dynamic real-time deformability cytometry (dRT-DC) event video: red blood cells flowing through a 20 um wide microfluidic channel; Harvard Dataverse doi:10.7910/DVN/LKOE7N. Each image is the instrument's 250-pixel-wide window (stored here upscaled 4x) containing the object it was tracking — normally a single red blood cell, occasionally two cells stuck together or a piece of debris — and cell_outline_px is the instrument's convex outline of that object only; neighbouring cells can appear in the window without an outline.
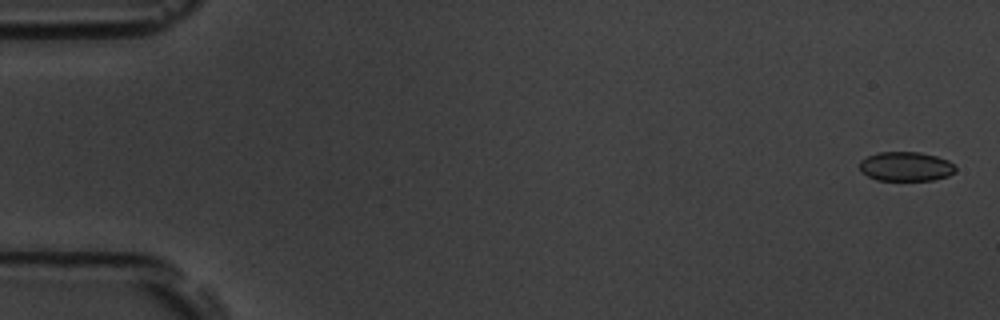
{"species": "common noctule bat (a hibernating species)", "species_latin": "Nyctalus noctula", "temperature_condition": "room temperature", "stored_images_in_passage": 55, "camera_frame_rate_fps": 3000, "um_per_image_px": 0.085, "animal": {"sex": "male", "body_mass_g": 19.5, "forearm_length_mm": 54.6}, "frame": {"image": 1, "passage_image": 2, "time_ms": 0.333, "image_size_px": [1000, 320], "cell_outline_px": [[956, 172], [948, 176], [932, 180], [876, 180], [860, 172], [860, 160], [868, 156], [880, 152], [920, 152], [936, 156], [948, 160], [956, 168]], "centroid_in_image_um": [76.99, 14.15], "position_along_channel_um": 8.0, "area_um2": 16.42}}
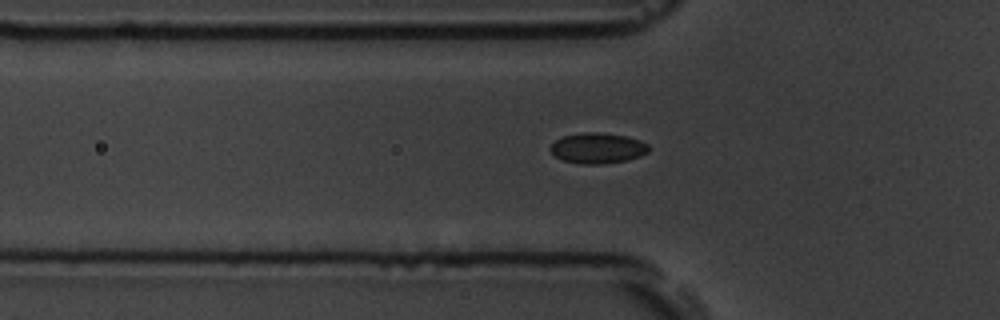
{"frame": {"image": 2, "passage_image": 19, "time_ms": 6.0, "image_size_px": [1000, 320], "cell_outline_px": [[648, 152], [640, 156], [628, 160], [604, 164], [580, 164], [564, 160], [556, 156], [548, 148], [556, 140], [564, 136], [580, 132], [604, 132], [624, 136], [640, 140], [648, 144]], "centroid_in_image_um": [50.8, 12.59], "position_along_channel_um": 75.0, "area_um2": 17.57}}
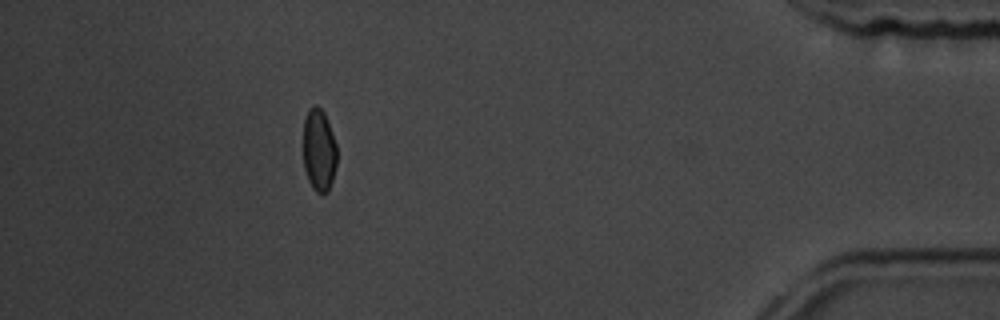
{"frame": {"image": 3, "passage_image": 50, "time_ms": 16.333, "image_size_px": [1000, 320], "cell_outline_px": [[336, 164], [332, 180], [328, 192], [316, 192], [312, 188], [308, 180], [304, 168], [304, 120], [308, 108], [316, 104], [324, 112], [336, 144]], "centroid_in_image_um": [27.1, 12.75], "position_along_channel_um": 408.1, "area_um2": 16.07}, "authors_computed_cell_mechanics": {"area_um2": 17.1666, "velocity_mm_per_s": 3.7345, "shape_relaxation_time_tau1_ms": null, "shape_relaxation_time_tau2_ms": 1.379, "deformation_change_tau1": null, "deformation_change_tau2": 0.0544}}